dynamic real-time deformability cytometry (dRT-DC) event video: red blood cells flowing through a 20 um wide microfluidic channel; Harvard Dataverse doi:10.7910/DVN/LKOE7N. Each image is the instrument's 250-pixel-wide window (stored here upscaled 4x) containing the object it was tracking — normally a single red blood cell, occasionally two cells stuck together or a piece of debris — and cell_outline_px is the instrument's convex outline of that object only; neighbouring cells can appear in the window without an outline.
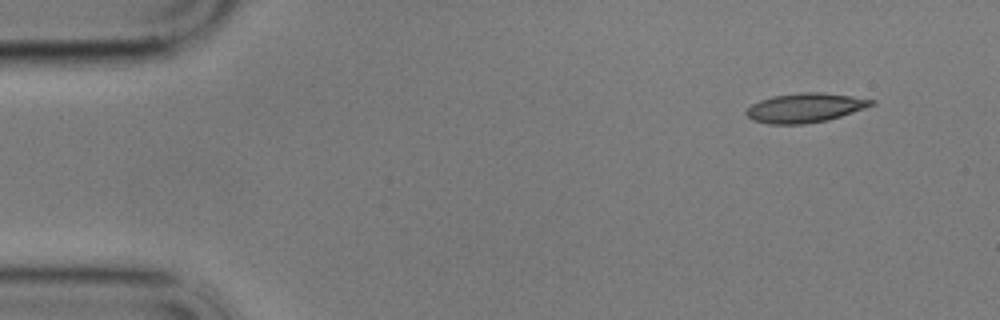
{"species": "common noctule bat (a hibernating species)", "species_latin": "Nyctalus noctula", "temperature_condition": "cold", "stored_images_in_passage": 53, "camera_frame_rate_fps": 3000, "um_per_image_px": 0.085, "animal": {"sex": "male", "body_mass_g": 17.9}, "frame": {"image": 1, "passage_image": 1, "time_ms": 0.0, "image_size_px": [1000, 320], "cell_outline_px": [[876, 104], [828, 120], [804, 124], [768, 124], [752, 120], [744, 112], [752, 104], [760, 100], [772, 96], [800, 92], [820, 92], [852, 96], [876, 100]], "centroid_in_image_um": [68.42, 9.16], "position_along_channel_um": 16.6, "area_um2": 21.39}}
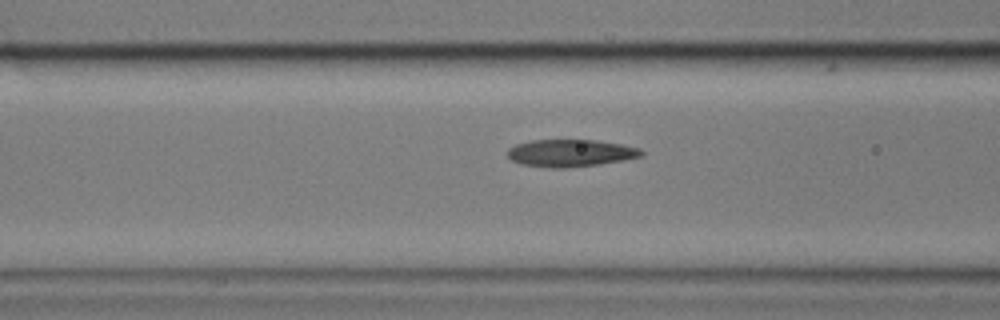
{"frame": {"image": 2, "passage_image": 18, "time_ms": 5.667, "image_size_px": [1000, 320], "cell_outline_px": [[644, 156], [624, 160], [600, 164], [564, 168], [552, 168], [520, 164], [512, 160], [508, 156], [508, 148], [516, 144], [532, 140], [596, 140], [620, 144], [640, 148], [644, 152]], "centroid_in_image_um": [48.51, 13.01], "position_along_channel_um": 118.1, "area_um2": 21.33}}
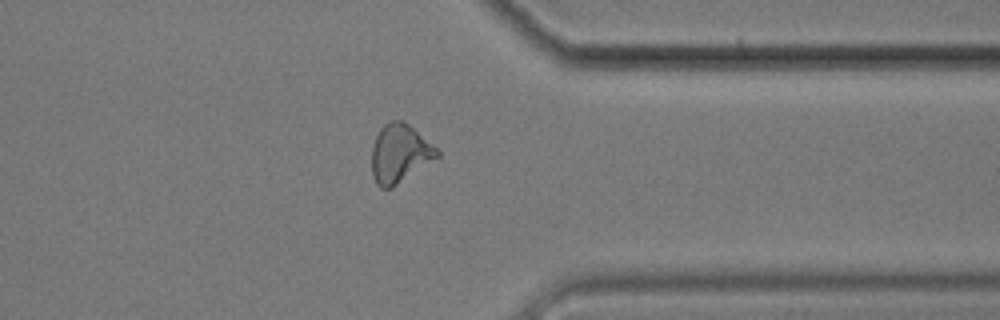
{"frame": {"image": 3, "passage_image": 41, "time_ms": 13.333, "image_size_px": [1000, 320], "cell_outline_px": [[440, 156], [392, 188], [380, 188], [376, 184], [372, 176], [372, 148], [376, 136], [380, 128], [388, 120], [400, 120], [408, 124], [436, 148], [440, 152]], "centroid_in_image_um": [33.95, 13.06], "position_along_channel_um": 377.5, "area_um2": 22.14}, "authors_computed_cell_mechanics": {"area_um2": 21.2126, "velocity_mm_per_s": 3.4627, "shape_relaxation_time_tau1_ms": 5.0143, "shape_relaxation_time_tau2_ms": 2.6121, "deformation_change_tau1": 0.1705, "deformation_change_tau2": 0.1093}}